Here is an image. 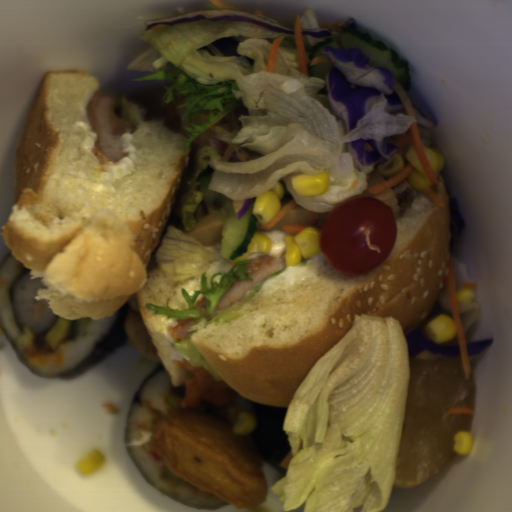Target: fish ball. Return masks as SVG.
Returning <instances> with one entry per match:
<instances>
[{"instance_id": "1", "label": "fish ball", "mask_w": 512, "mask_h": 512, "mask_svg": "<svg viewBox=\"0 0 512 512\" xmlns=\"http://www.w3.org/2000/svg\"><path fill=\"white\" fill-rule=\"evenodd\" d=\"M223 417L173 414L159 419L148 446L166 468L191 485L237 509L256 508L267 498L261 455Z\"/></svg>"}, {"instance_id": "2", "label": "fish ball", "mask_w": 512, "mask_h": 512, "mask_svg": "<svg viewBox=\"0 0 512 512\" xmlns=\"http://www.w3.org/2000/svg\"><path fill=\"white\" fill-rule=\"evenodd\" d=\"M126 328L130 341L142 357L163 364L145 326L140 313L137 292L129 297Z\"/></svg>"}]
</instances>
